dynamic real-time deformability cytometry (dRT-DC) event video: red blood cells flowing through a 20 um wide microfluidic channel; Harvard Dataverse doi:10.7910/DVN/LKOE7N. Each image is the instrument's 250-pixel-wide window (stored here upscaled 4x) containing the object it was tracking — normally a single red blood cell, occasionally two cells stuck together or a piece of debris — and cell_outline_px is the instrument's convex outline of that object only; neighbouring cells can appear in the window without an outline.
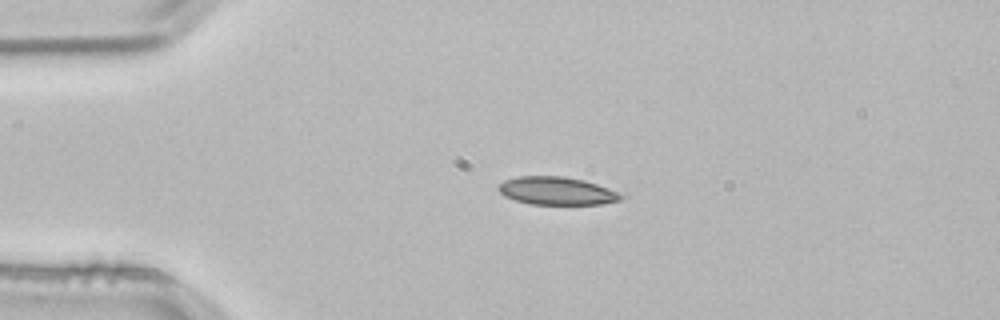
{"species": "common noctule bat (a hibernating species)", "species_latin": "Nyctalus noctula", "temperature_condition": "room temperature", "stored_images_in_passage": 2, "camera_frame_rate_fps": 3000, "um_per_image_px": 0.085, "animal": {"sex": "male", "body_mass_g": 21.5, "forearm_length_mm": 52.0}, "frame": {"image": 1, "passage_image": 1, "time_ms": 0.0, "image_size_px": [1000, 320], "cell_outline_px": [[624, 196], [620, 200], [600, 204], [528, 204], [504, 196], [496, 188], [504, 180], [520, 176], [560, 176], [584, 180], [608, 188]], "centroid_in_image_um": [47.28, 16.22], "position_along_channel_um": 37.7, "area_um2": 19.77}}
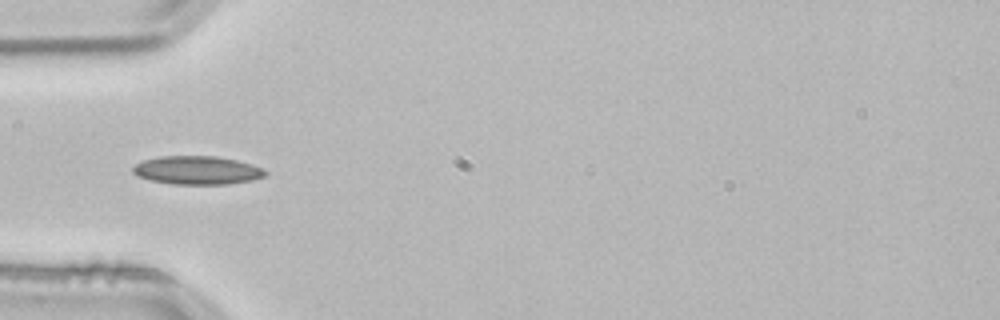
{"frame": {"image": 2, "passage_image": 2, "time_ms": 0.333, "image_size_px": [1000, 320], "cell_outline_px": [[268, 172], [264, 176], [252, 180], [228, 184], [172, 184], [152, 180], [140, 176], [132, 172], [132, 168], [136, 164], [144, 160], [160, 156], [216, 156], [236, 160], [252, 164]], "centroid_in_image_um": [16.77, 14.47], "position_along_channel_um": 68.2, "area_um2": 21.73}}